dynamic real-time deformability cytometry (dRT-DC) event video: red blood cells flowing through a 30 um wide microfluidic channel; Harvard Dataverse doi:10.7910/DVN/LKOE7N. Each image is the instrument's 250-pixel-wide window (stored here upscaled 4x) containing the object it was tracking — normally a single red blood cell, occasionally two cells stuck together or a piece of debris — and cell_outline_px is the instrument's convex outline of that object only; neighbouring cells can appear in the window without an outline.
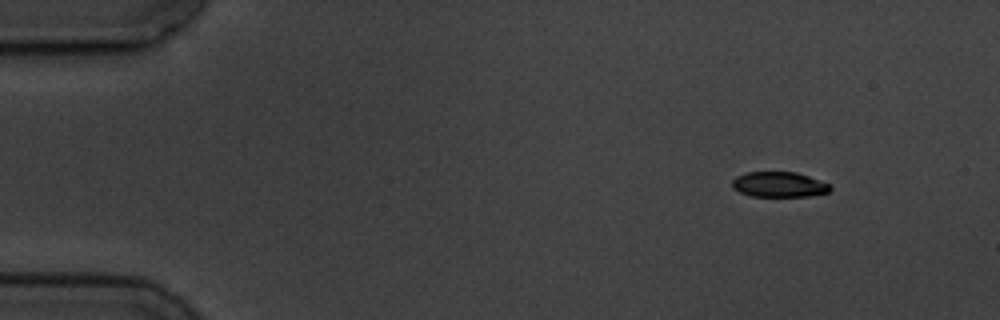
{"species": "common noctule bat (a hibernating species)", "species_latin": "Nyctalus noctula", "temperature_condition": "cold", "stored_images_in_passage": 3, "camera_frame_rate_fps": 3000, "um_per_image_px": 0.085, "animal": {"sex": "male", "body_mass_g": 19.5, "forearm_length_mm": 54.6}, "frame": {"image": 1, "passage_image": 1, "time_ms": 0.0, "image_size_px": [1000, 320], "cell_outline_px": [[832, 188], [828, 192], [808, 196], [752, 196], [740, 192], [732, 188], [732, 180], [736, 176], [748, 172], [796, 172], [808, 176], [828, 184]], "centroid_in_image_um": [66.18, 15.68], "position_along_channel_um": 18.8, "area_um2": 14.28}}